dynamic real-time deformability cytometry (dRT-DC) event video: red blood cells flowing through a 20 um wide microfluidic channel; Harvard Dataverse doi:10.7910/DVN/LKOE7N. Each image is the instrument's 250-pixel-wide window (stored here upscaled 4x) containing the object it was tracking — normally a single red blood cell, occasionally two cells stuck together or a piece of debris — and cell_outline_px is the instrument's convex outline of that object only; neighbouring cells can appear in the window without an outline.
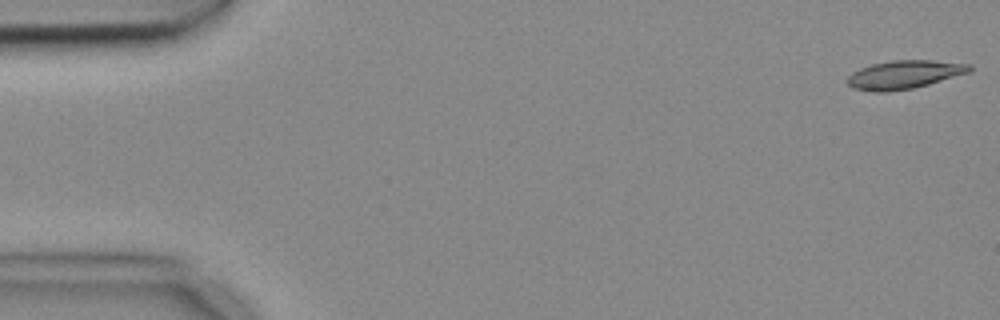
{"species": "common noctule bat (a hibernating species)", "species_latin": "Nyctalus noctula", "temperature_condition": "cold", "stored_images_in_passage": 5, "camera_frame_rate_fps": 3000, "um_per_image_px": 0.085, "animal": {"sex": "female", "body_mass_g": 18.4}, "frame": {"image": 1, "passage_image": 1, "time_ms": 0.0, "image_size_px": [1000, 320], "cell_outline_px": [[972, 72], [928, 84], [912, 88], [888, 92], [876, 92], [852, 88], [848, 84], [848, 76], [852, 72], [860, 68], [872, 64], [892, 60], [932, 60], [972, 64]], "centroid_in_image_um": [76.89, 6.33], "position_along_channel_um": 8.1, "area_um2": 20.29}}
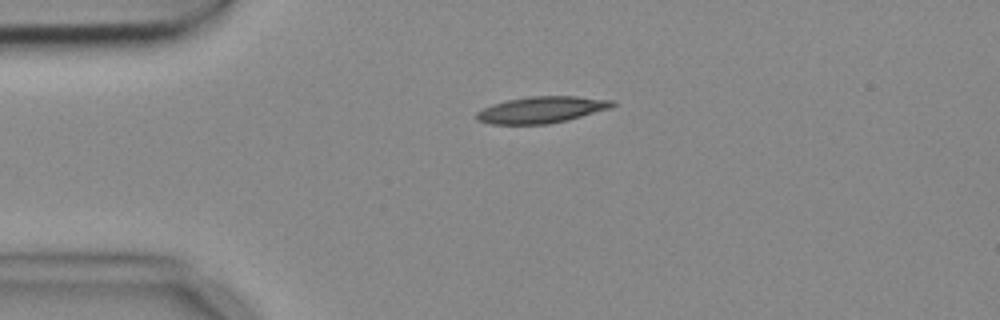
{"frame": {"image": 2, "passage_image": 4, "time_ms": 1.0, "image_size_px": [1000, 320], "cell_outline_px": [[616, 104], [612, 108], [568, 120], [548, 124], [488, 124], [476, 120], [476, 112], [492, 104], [508, 100], [528, 96], [576, 96], [616, 100]], "centroid_in_image_um": [46.06, 9.33], "position_along_channel_um": 38.9, "area_um2": 21.21}}